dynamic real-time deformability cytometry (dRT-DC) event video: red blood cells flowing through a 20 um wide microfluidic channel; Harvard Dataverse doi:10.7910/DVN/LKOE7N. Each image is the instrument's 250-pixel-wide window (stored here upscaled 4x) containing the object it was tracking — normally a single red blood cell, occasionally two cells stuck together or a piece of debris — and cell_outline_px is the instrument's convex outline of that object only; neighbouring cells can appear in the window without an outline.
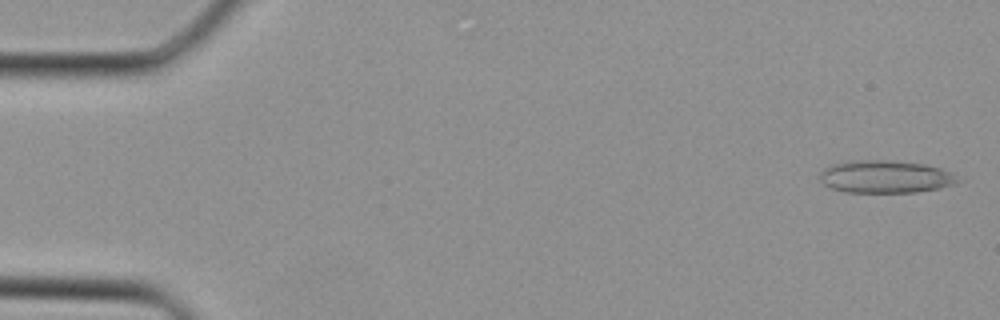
{"species": "Egyptian fruit bat (a non-hibernating species)", "species_latin": "Rousettus aegyptiacus", "temperature_condition": "cold", "stored_images_in_passage": 9, "camera_frame_rate_fps": 3000, "um_per_image_px": 0.085, "animal": {"sex": "female"}, "frame": {"image": 1, "passage_image": 1, "time_ms": 0.0, "image_size_px": [1000, 320], "cell_outline_px": [[960, 180], [956, 184], [940, 188], [916, 192], [844, 192], [828, 188], [820, 180], [820, 172], [824, 168], [832, 164], [852, 160], [888, 160], [924, 164], [940, 168], [948, 172]], "centroid_in_image_um": [75.21, 15.02], "position_along_channel_um": 9.8, "area_um2": 26.24}}